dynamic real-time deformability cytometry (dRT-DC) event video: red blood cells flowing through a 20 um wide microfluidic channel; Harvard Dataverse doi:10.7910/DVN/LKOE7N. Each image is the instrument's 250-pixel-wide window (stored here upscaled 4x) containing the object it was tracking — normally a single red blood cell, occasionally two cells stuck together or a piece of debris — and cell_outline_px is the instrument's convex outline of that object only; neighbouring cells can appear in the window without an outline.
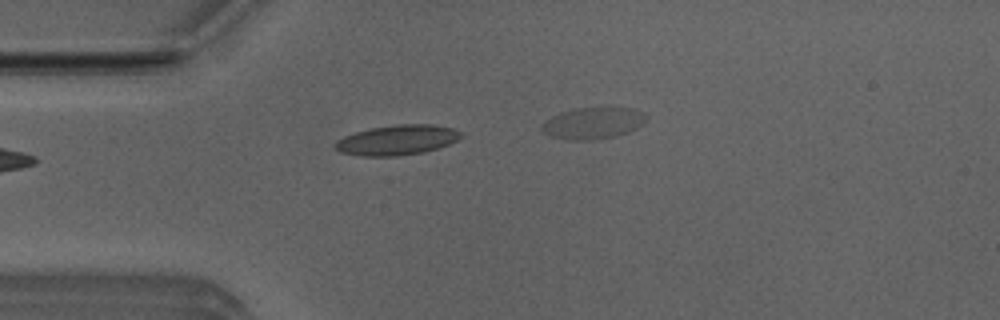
{"species": "Egyptian fruit bat (a non-hibernating species)", "species_latin": "Rousettus aegyptiacus", "temperature_condition": "room temperature", "stored_images_in_passage": 3, "camera_frame_rate_fps": 3000, "um_per_image_px": 0.085, "animal": {"sex": "male"}, "frame": {"image": 1, "passage_image": 3, "time_ms": 0.667, "image_size_px": [1000, 320], "cell_outline_px": [[464, 136], [440, 148], [424, 152], [396, 156], [364, 156], [340, 152], [332, 148], [332, 144], [336, 140], [344, 136], [368, 128], [396, 124], [432, 124], [452, 128], [460, 132]], "centroid_in_image_um": [33.72, 11.9], "position_along_channel_um": 51.3, "area_um2": 22.25}}